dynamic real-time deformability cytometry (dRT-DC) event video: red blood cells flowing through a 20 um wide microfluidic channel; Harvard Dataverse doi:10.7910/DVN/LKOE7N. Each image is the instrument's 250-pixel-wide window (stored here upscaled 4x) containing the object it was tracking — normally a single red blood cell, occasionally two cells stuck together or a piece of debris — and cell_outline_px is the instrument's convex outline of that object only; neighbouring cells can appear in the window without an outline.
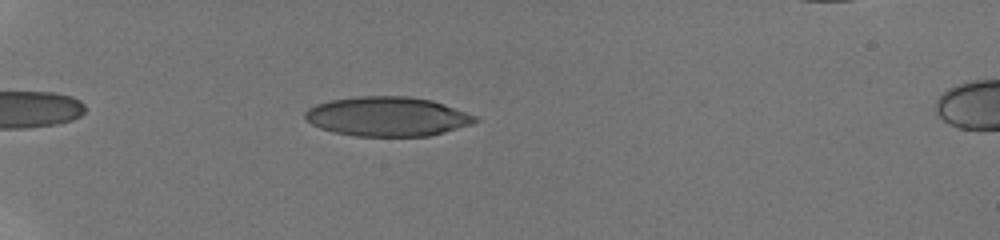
{"species": "human", "species_latin": "Homo sapiens", "temperature_condition": "room temperature", "stored_images_in_passage": 58, "camera_frame_rate_fps": 3000, "um_per_image_px": 0.085, "donor": {"sex": "male"}, "frame": {"image": 1, "passage_image": 19, "time_ms": 4.667, "image_size_px": [1000, 240], "cell_outline_px": [[480, 120], [472, 124], [444, 132], [428, 136], [356, 136], [332, 132], [320, 128], [312, 124], [304, 116], [304, 112], [308, 108], [316, 104], [328, 100], [356, 96], [408, 96], [432, 100], [444, 104], [476, 116]], "centroid_in_image_um": [32.9, 9.9], "position_along_channel_um": 52.1, "area_um2": 39.19}}
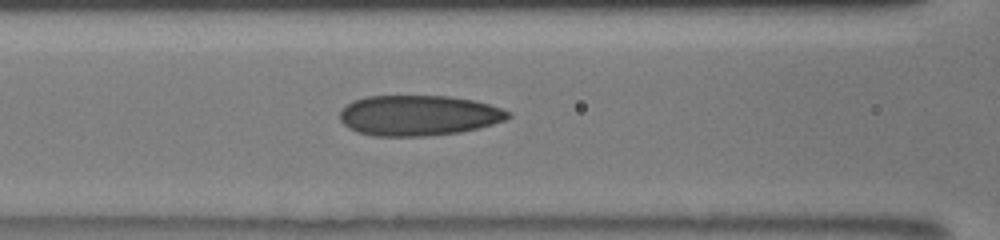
{"frame": {"image": 2, "passage_image": 29, "time_ms": 7.667, "image_size_px": [1000, 240], "cell_outline_px": [[512, 116], [504, 120], [492, 124], [460, 132], [424, 136], [372, 136], [356, 132], [348, 128], [340, 120], [340, 112], [348, 104], [356, 100], [368, 96], [448, 96], [472, 100], [488, 104], [512, 112]], "centroid_in_image_um": [35.57, 9.82], "position_along_channel_um": 131.0, "area_um2": 39.48}}
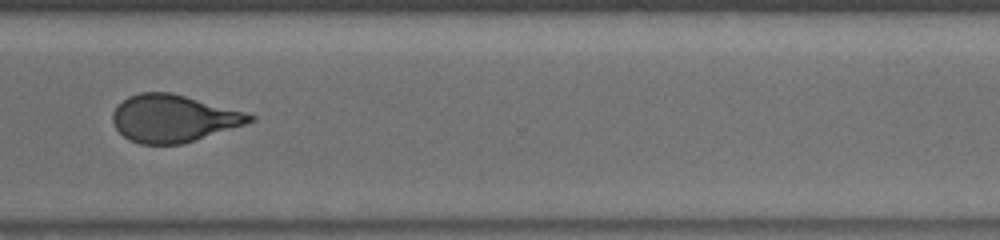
{"frame": {"image": 3, "passage_image": 57, "time_ms": 13.333, "image_size_px": [1000, 240], "cell_outline_px": [[256, 120], [244, 124], [180, 144], [140, 144], [128, 140], [112, 124], [112, 112], [128, 96], [140, 92], [172, 92], [244, 112], [256, 116]], "centroid_in_image_um": [14.69, 10.06], "position_along_channel_um": 355.9, "area_um2": 37.34}}